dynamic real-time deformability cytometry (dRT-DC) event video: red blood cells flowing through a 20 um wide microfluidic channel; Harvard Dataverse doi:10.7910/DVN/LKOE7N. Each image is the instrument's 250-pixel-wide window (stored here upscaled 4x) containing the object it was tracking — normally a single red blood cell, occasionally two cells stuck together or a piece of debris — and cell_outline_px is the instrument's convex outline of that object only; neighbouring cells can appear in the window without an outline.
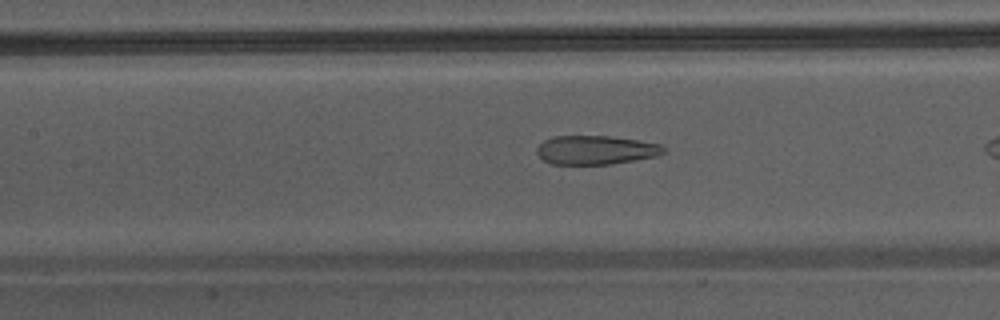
{"species": "Egyptian fruit bat (a non-hibernating species)", "species_latin": "Rousettus aegyptiacus", "temperature_condition": "warm", "stored_images_in_passage": 9, "camera_frame_rate_fps": 3000, "um_per_image_px": 0.085, "animal": {"sex": "male"}, "frame": {"image": 1, "passage_image": 7, "time_ms": 2.0, "image_size_px": [1000, 320], "cell_outline_px": [[664, 152], [656, 156], [612, 164], [552, 164], [544, 160], [536, 152], [536, 148], [544, 140], [552, 136], [608, 136], [636, 140], [660, 144], [664, 148]], "centroid_in_image_um": [50.6, 12.75], "position_along_channel_um": 156.8, "area_um2": 21.15}}